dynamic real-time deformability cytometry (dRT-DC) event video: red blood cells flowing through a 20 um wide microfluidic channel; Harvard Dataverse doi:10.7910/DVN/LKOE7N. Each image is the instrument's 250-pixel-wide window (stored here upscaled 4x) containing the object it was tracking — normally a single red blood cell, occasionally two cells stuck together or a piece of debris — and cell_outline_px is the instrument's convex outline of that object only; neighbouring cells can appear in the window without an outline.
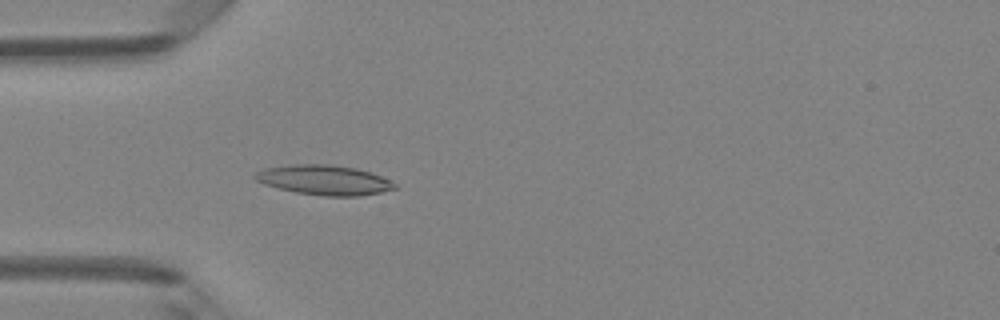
{"species": "Egyptian fruit bat (a non-hibernating species)", "species_latin": "Rousettus aegyptiacus", "temperature_condition": "room temperature", "stored_images_in_passage": 46, "camera_frame_rate_fps": 3000, "um_per_image_px": 0.085, "animal": {"sex": "female"}, "frame": {"image": 1, "passage_image": 13, "time_ms": 4.0, "image_size_px": [1000, 320], "cell_outline_px": [[396, 188], [380, 192], [360, 196], [324, 196], [296, 192], [264, 184], [256, 180], [252, 176], [256, 172], [264, 168], [292, 164], [328, 164], [356, 168], [380, 176], [396, 184]], "centroid_in_image_um": [27.52, 15.3], "position_along_channel_um": 57.5, "area_um2": 24.04}}
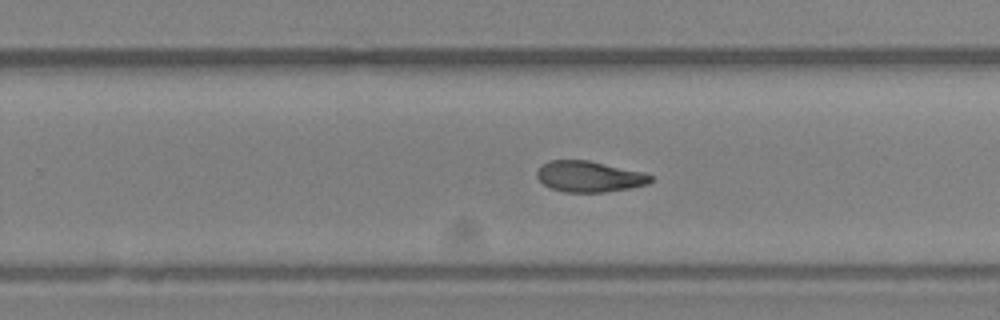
{"frame": {"image": 2, "passage_image": 29, "time_ms": 9.333, "image_size_px": [1000, 320], "cell_outline_px": [[652, 180], [648, 184], [628, 188], [604, 192], [564, 192], [552, 188], [544, 184], [536, 176], [536, 172], [548, 160], [588, 160], [644, 172], [652, 176]], "centroid_in_image_um": [50.09, 15.0], "position_along_channel_um": 279.7, "area_um2": 20.35}}
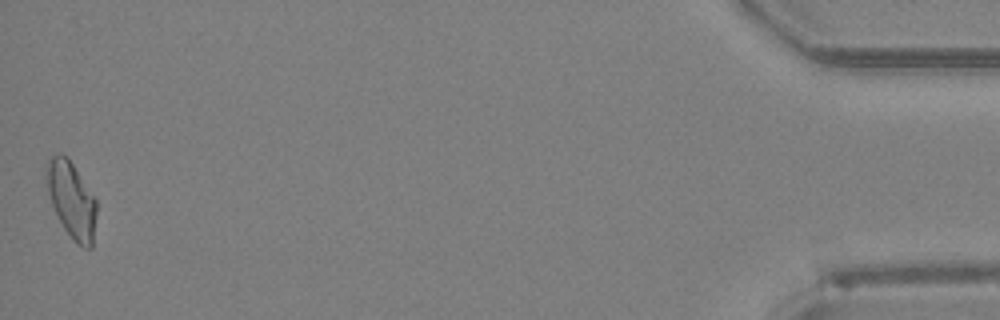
{"frame": {"image": 3, "passage_image": 46, "time_ms": 15.0, "image_size_px": [1000, 320], "cell_outline_px": [[96, 212], [92, 248], [84, 248], [76, 244], [72, 240], [64, 228], [52, 204], [48, 192], [44, 176], [48, 160], [56, 152], [60, 152], [68, 156], [96, 200]], "centroid_in_image_um": [6.06, 16.95], "position_along_channel_um": 429.1, "area_um2": 22.31}, "authors_computed_cell_mechanics": {"area_um2": 21.5016, "velocity_mm_per_s": 4.2731, "shape_relaxation_time_tau1_ms": null, "shape_relaxation_time_tau2_ms": 7.3393, "deformation_change_tau1": null, "deformation_change_tau2": 0.1567}}